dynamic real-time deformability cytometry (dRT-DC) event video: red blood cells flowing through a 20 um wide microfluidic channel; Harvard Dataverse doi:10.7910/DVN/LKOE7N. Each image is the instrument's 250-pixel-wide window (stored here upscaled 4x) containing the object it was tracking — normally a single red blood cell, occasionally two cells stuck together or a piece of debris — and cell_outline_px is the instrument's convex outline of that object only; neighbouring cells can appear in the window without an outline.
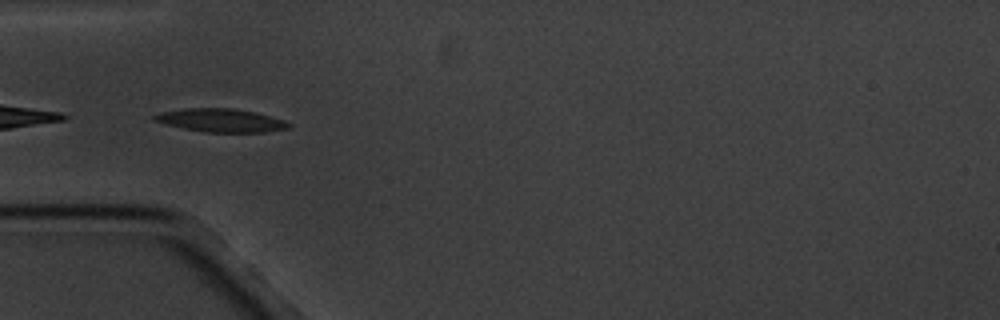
{"species": "common noctule bat (a hibernating species)", "species_latin": "Nyctalus noctula", "temperature_condition": "cold", "stored_images_in_passage": 8, "camera_frame_rate_fps": 3000, "um_per_image_px": 0.085, "animal": {"sex": "male", "body_mass_g": 20.1, "forearm_length_mm": 53.5}, "frame": {"image": 1, "passage_image": 4, "time_ms": 3.333, "image_size_px": [1000, 320], "cell_outline_px": [[292, 124], [288, 128], [264, 132], [204, 132], [184, 128], [152, 120], [152, 116], [160, 112], [184, 108], [232, 108], [256, 112], [284, 120]], "centroid_in_image_um": [18.77, 10.22], "position_along_channel_um": 66.2, "area_um2": 18.15}}
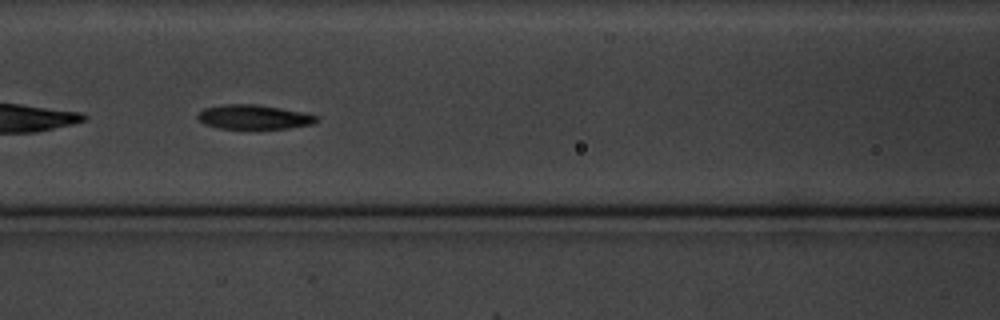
{"frame": {"image": 2, "passage_image": 6, "time_ms": 5.667, "image_size_px": [1000, 320], "cell_outline_px": [[320, 116], [312, 124], [288, 128], [220, 128], [204, 124], [196, 120], [196, 112], [204, 108], [220, 104], [256, 104], [280, 108]], "centroid_in_image_um": [21.48, 9.93], "position_along_channel_um": 145.1, "area_um2": 16.88}}
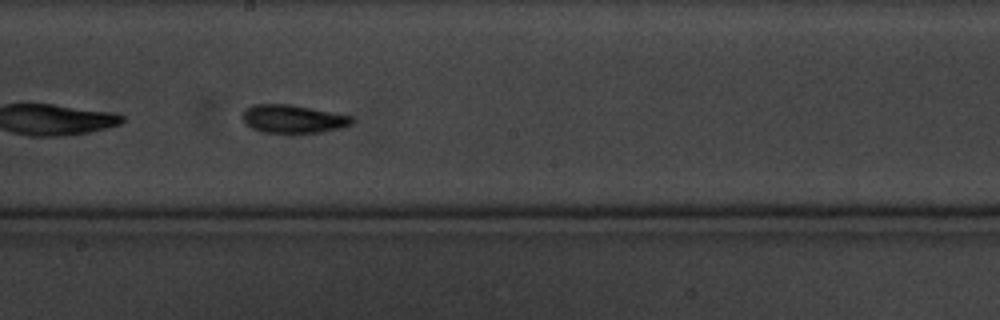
{"frame": {"image": 3, "passage_image": 8, "time_ms": 8.0, "image_size_px": [1000, 320], "cell_outline_px": [[356, 120], [352, 124], [340, 128], [324, 132], [264, 132], [252, 128], [244, 124], [240, 116], [248, 108], [256, 104], [292, 104], [352, 116]], "centroid_in_image_um": [24.92, 10.1], "position_along_channel_um": 223.3, "area_um2": 17.98}}